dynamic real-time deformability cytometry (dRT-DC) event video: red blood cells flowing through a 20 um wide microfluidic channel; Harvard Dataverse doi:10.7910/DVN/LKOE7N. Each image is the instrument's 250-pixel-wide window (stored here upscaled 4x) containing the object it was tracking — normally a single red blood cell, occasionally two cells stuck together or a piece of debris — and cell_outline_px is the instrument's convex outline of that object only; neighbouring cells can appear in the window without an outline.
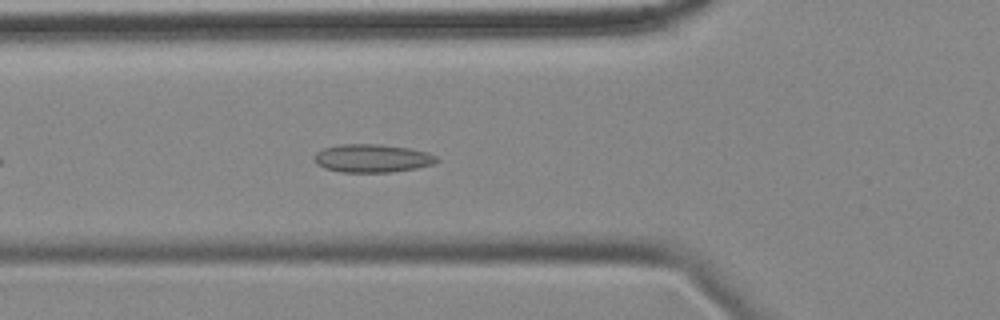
{"species": "common noctule bat (a hibernating species)", "species_latin": "Nyctalus noctula", "temperature_condition": "cold", "stored_images_in_passage": 44, "camera_frame_rate_fps": 3000, "um_per_image_px": 0.085, "animal": {"sex": "female", "body_mass_g": 18.4}, "frame": {"image": 1, "passage_image": 7, "time_ms": 2.0, "image_size_px": [1000, 320], "cell_outline_px": [[440, 160], [432, 164], [416, 168], [392, 172], [340, 172], [324, 168], [316, 164], [316, 152], [324, 148], [340, 144], [380, 144], [408, 148], [428, 152], [436, 156]], "centroid_in_image_um": [31.65, 13.45], "position_along_channel_um": 94.1, "area_um2": 20.06}}
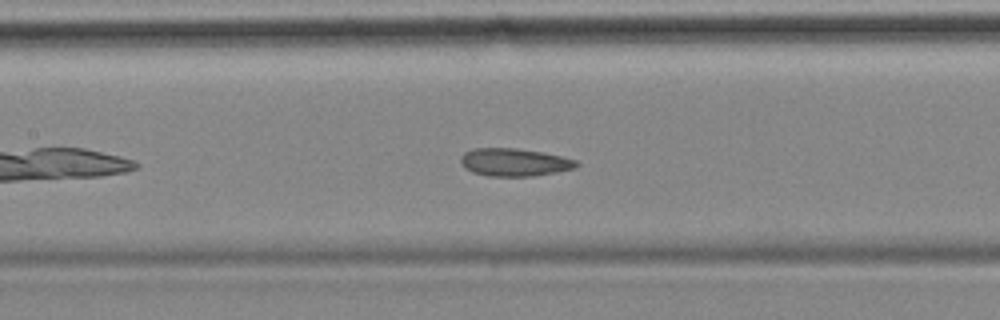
{"frame": {"image": 2, "passage_image": 13, "time_ms": 4.0, "image_size_px": [1000, 320], "cell_outline_px": [[580, 164], [576, 168], [556, 172], [532, 176], [488, 176], [472, 172], [464, 168], [460, 164], [460, 156], [464, 152], [472, 148], [516, 148], [544, 152], [576, 160]], "centroid_in_image_um": [43.69, 13.79], "position_along_channel_um": 163.7, "area_um2": 18.96}}
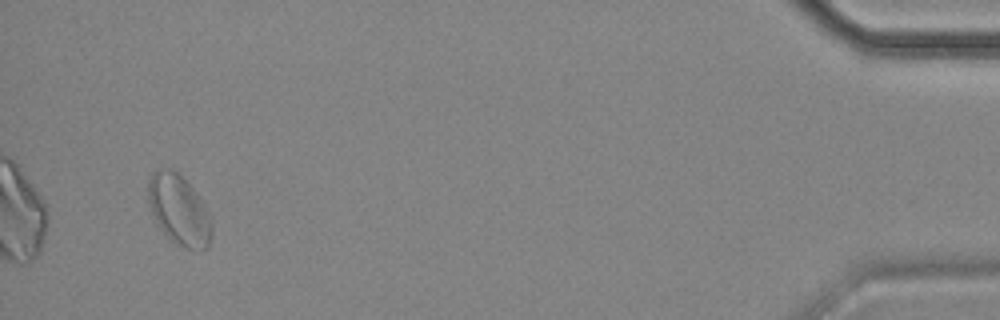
{"frame": {"image": 3, "passage_image": 42, "time_ms": 13.667, "image_size_px": [1000, 320], "cell_outline_px": [[212, 236], [208, 248], [184, 248], [176, 244], [164, 236], [156, 224], [148, 204], [148, 180], [152, 172], [168, 168], [172, 168], [196, 192], [208, 212], [212, 220]], "centroid_in_image_um": [15.19, 17.88], "position_along_channel_um": 420.0, "area_um2": 26.13}, "authors_computed_cell_mechanics": {"area_um2": 18.9873, "velocity_mm_per_s": 3.4646, "shape_relaxation_time_tau1_ms": null, "shape_relaxation_time_tau2_ms": 2.9866, "deformation_change_tau1": null, "deformation_change_tau2": 0.0838}}